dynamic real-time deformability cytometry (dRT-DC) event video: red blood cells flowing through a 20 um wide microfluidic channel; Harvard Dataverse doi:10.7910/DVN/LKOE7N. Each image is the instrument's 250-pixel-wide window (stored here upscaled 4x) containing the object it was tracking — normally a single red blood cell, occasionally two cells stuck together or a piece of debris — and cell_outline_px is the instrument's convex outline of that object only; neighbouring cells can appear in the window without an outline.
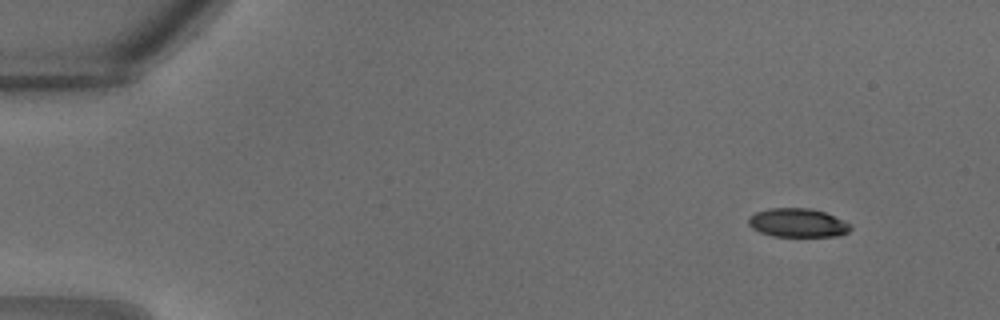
{"species": "common noctule bat (a hibernating species)", "species_latin": "Nyctalus noctula", "temperature_condition": "warm", "stored_images_in_passage": 15, "camera_frame_rate_fps": 3000, "um_per_image_px": 0.085, "animal": {"sex": "male", "body_mass_g": 18.8}, "frame": {"image": 1, "passage_image": 3, "time_ms": 0.667, "image_size_px": [1000, 320], "cell_outline_px": [[852, 228], [848, 232], [836, 236], [772, 236], [760, 232], [752, 228], [748, 224], [748, 216], [756, 212], [768, 208], [812, 208], [824, 212], [852, 224]], "centroid_in_image_um": [67.79, 18.93], "position_along_channel_um": 17.2, "area_um2": 17.17}}
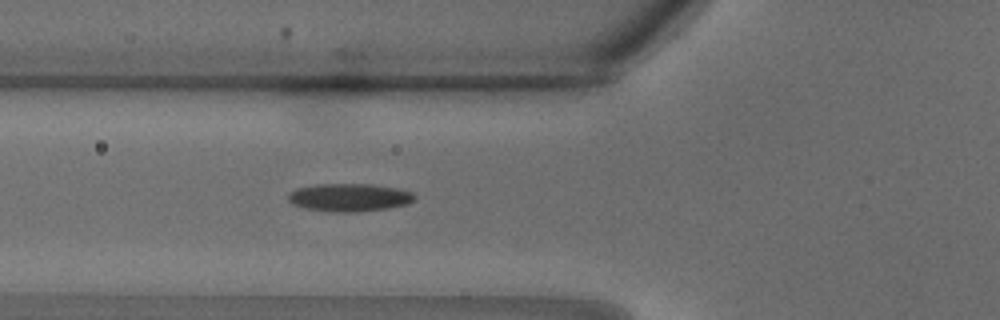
{"frame": {"image": 2, "passage_image": 12, "time_ms": 3.667, "image_size_px": [1000, 320], "cell_outline_px": [[416, 200], [408, 204], [388, 208], [356, 212], [332, 212], [308, 208], [292, 204], [288, 200], [288, 192], [296, 188], [316, 184], [372, 184], [400, 188], [412, 192], [416, 196]], "centroid_in_image_um": [29.73, 16.77], "position_along_channel_um": 96.1, "area_um2": 20.81}}
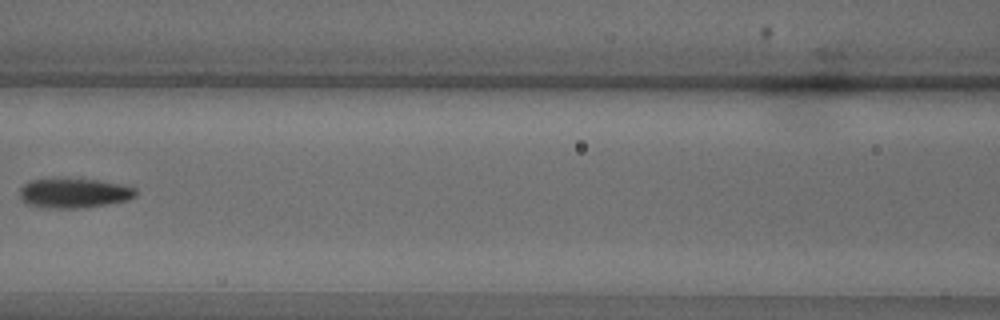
{"frame": {"image": 3, "passage_image": 15, "time_ms": 4.667, "image_size_px": [1000, 320], "cell_outline_px": [[136, 196], [128, 200], [80, 208], [52, 208], [28, 204], [20, 196], [20, 188], [24, 184], [32, 180], [100, 180], [128, 184], [136, 188]], "centroid_in_image_um": [6.38, 16.41], "position_along_channel_um": 160.2, "area_um2": 19.65}}